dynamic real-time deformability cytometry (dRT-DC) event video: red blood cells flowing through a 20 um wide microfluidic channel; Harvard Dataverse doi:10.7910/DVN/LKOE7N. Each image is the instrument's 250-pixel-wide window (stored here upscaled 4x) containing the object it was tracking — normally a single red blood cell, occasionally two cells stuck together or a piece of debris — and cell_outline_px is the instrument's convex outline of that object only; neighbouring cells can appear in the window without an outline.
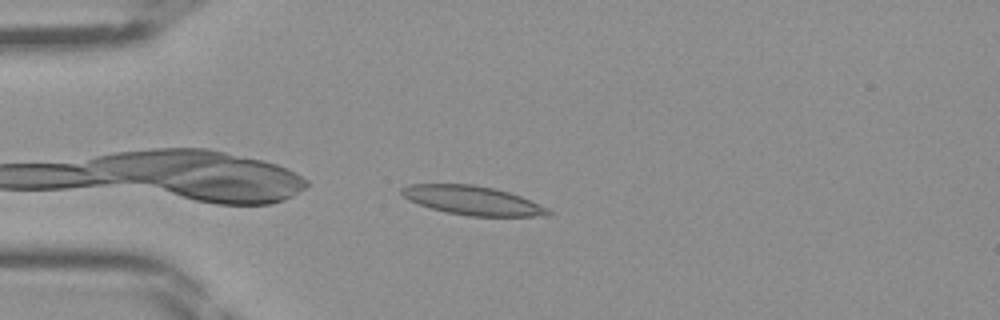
{"species": "Egyptian fruit bat (a non-hibernating species)", "species_latin": "Rousettus aegyptiacus", "temperature_condition": "room temperature", "stored_images_in_passage": 35, "camera_frame_rate_fps": 3000, "um_per_image_px": 0.085, "frame": {"image": 1, "passage_image": 1, "time_ms": 0.0, "image_size_px": [1000, 320], "cell_outline_px": [[552, 212], [548, 216], [468, 216], [448, 212], [432, 208], [408, 200], [400, 192], [400, 188], [408, 184], [472, 184], [492, 188], [508, 192], [520, 196]], "centroid_in_image_um": [40.1, 17.03], "position_along_channel_um": 44.9, "area_um2": 24.28}}
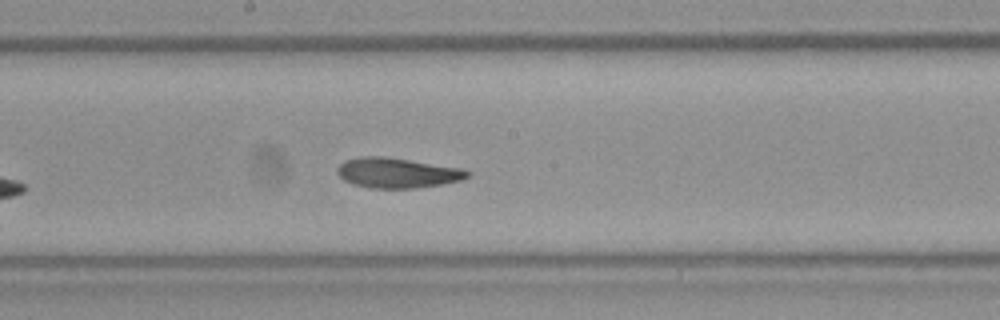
{"frame": {"image": 2, "passage_image": 14, "time_ms": 4.333, "image_size_px": [1000, 320], "cell_outline_px": [[472, 172], [468, 176], [460, 180], [440, 184], [416, 188], [372, 188], [352, 184], [344, 180], [336, 172], [336, 168], [344, 160], [360, 156], [384, 156], [464, 168]], "centroid_in_image_um": [33.75, 14.68], "position_along_channel_um": 214.5, "area_um2": 22.95}}
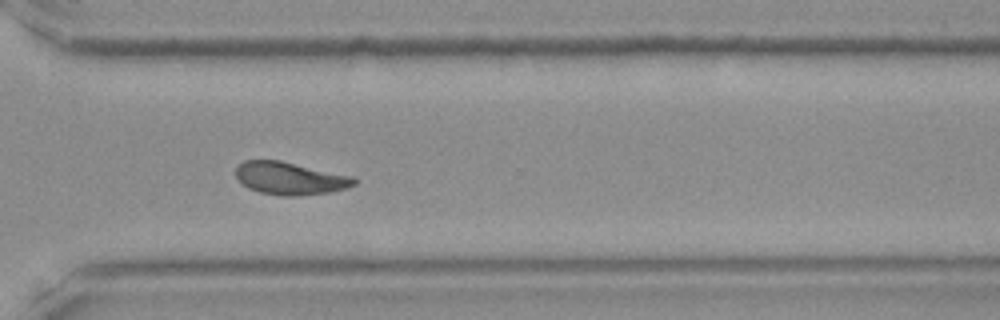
{"frame": {"image": 3, "passage_image": 23, "time_ms": 7.333, "image_size_px": [1000, 320], "cell_outline_px": [[356, 184], [348, 188], [328, 192], [296, 196], [284, 196], [260, 192], [248, 188], [240, 184], [236, 180], [236, 168], [244, 160], [280, 160], [356, 176]], "centroid_in_image_um": [24.66, 15.15], "position_along_channel_um": 345.9, "area_um2": 22.83}}